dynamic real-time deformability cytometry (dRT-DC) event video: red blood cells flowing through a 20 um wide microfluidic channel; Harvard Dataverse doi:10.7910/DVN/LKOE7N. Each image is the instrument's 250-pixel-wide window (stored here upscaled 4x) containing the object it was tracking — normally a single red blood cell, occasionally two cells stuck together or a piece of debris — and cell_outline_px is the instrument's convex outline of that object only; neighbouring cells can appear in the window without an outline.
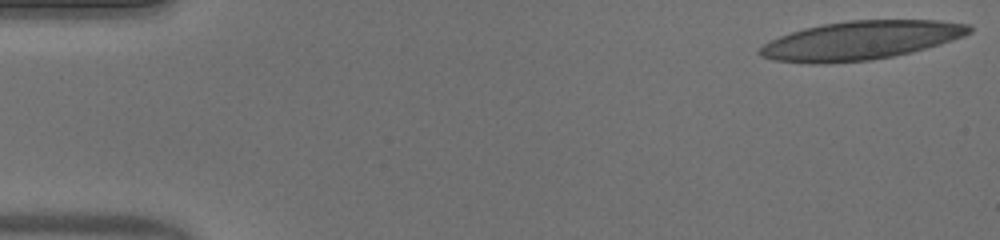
{"species": "human", "species_latin": "Homo sapiens", "temperature_condition": "warm", "stored_images_in_passage": 52, "camera_frame_rate_fps": 3000, "um_per_image_px": 0.085, "donor": {"sex": "male"}, "frame": {"image": 1, "passage_image": 1, "time_ms": 0.0, "image_size_px": [1000, 240], "cell_outline_px": [[972, 32], [964, 36], [940, 44], [912, 52], [872, 60], [824, 64], [808, 64], [772, 60], [760, 56], [756, 52], [764, 44], [780, 36], [804, 28], [824, 24], [848, 20], [940, 20], [972, 24]], "centroid_in_image_um": [73.17, 3.44], "position_along_channel_um": 11.8, "area_um2": 47.51}}
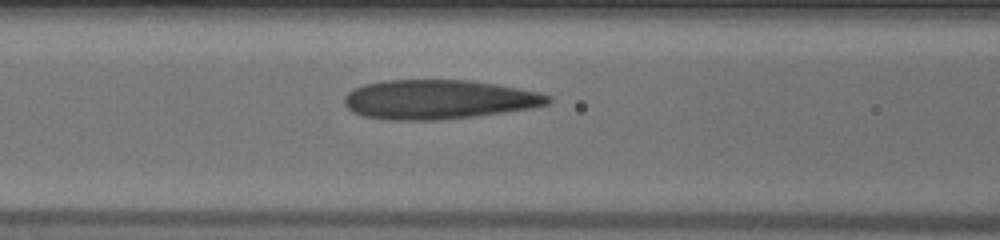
{"frame": {"image": 2, "passage_image": 21, "time_ms": 6.667, "image_size_px": [1000, 240], "cell_outline_px": [[552, 100], [548, 104], [532, 108], [504, 112], [472, 116], [436, 120], [396, 120], [364, 116], [352, 112], [344, 104], [344, 96], [352, 88], [364, 84], [384, 80], [472, 80], [496, 84], [540, 92], [552, 96]], "centroid_in_image_um": [37.28, 8.44], "position_along_channel_um": 129.3, "area_um2": 46.76}}
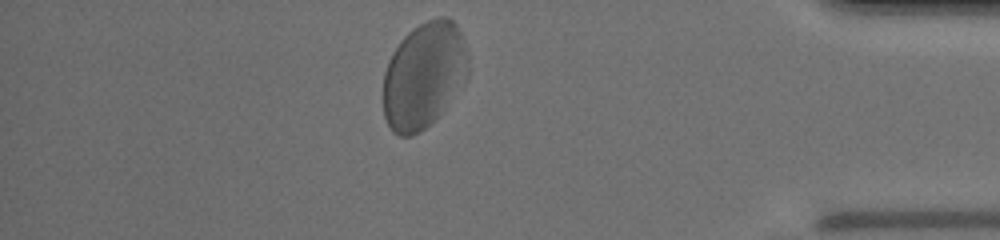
{"frame": {"image": 3, "passage_image": 45, "time_ms": 14.667, "image_size_px": [1000, 240], "cell_outline_px": [[468, 76], [436, 120], [420, 132], [412, 136], [400, 136], [392, 132], [384, 116], [384, 72], [388, 60], [392, 52], [400, 40], [412, 28], [428, 20], [440, 16], [444, 16], [452, 20], [456, 24], [460, 32], [468, 60]], "centroid_in_image_um": [36.01, 6.41], "position_along_channel_um": 399.2, "area_um2": 52.6}, "authors_computed_cell_mechanics": {"area_um2": 47.8584, "velocity_mm_per_s": 3.8148, "shape_relaxation_time_tau1_ms": 6.6028, "shape_relaxation_time_tau2_ms": 1.3303, "deformation_change_tau1": 0.1864, "deformation_change_tau2": 0.0795}}